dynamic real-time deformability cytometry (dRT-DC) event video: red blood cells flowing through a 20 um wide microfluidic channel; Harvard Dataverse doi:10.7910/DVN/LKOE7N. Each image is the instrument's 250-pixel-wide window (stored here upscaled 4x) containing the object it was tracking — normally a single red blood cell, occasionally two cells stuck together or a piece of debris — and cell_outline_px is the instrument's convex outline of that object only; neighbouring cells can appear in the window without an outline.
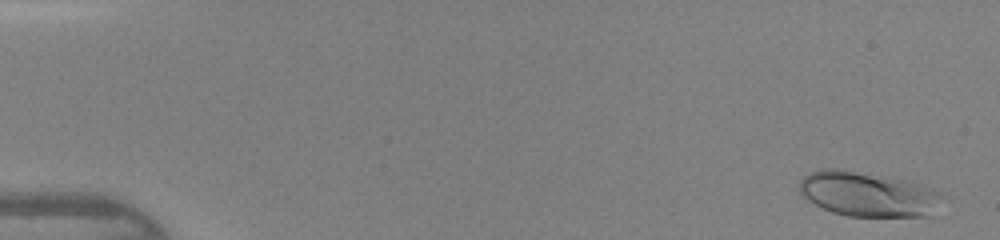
{"species": "human", "species_latin": "Homo sapiens", "temperature_condition": "warm", "stored_images_in_passage": 47, "camera_frame_rate_fps": 3000, "um_per_image_px": 0.085, "donor": {"sex": "female"}, "frame": {"image": 1, "passage_image": 2, "time_ms": 0.333, "image_size_px": [1000, 240], "cell_outline_px": [[940, 196], [928, 216], [848, 216], [832, 212], [808, 200], [800, 192], [796, 184], [808, 172], [820, 168], [836, 168], [908, 180], [932, 188]], "centroid_in_image_um": [73.65, 16.47], "position_along_channel_um": 11.4, "area_um2": 36.82}}
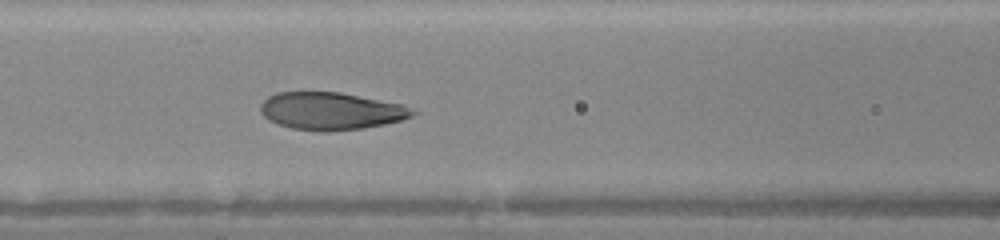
{"frame": {"image": 2, "passage_image": 21, "time_ms": 6.667, "image_size_px": [1000, 240], "cell_outline_px": [[420, 112], [404, 120], [364, 128], [328, 132], [320, 132], [292, 128], [276, 124], [268, 120], [260, 112], [260, 104], [268, 96], [276, 92], [340, 92], [404, 104]], "centroid_in_image_um": [28.16, 9.44], "position_along_channel_um": 138.4, "area_um2": 33.76}}
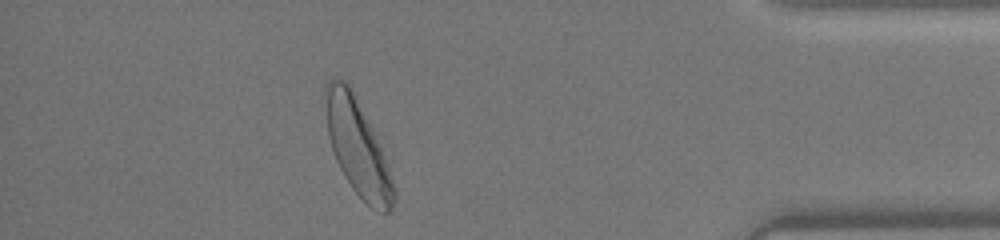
{"frame": {"image": 3, "passage_image": 42, "time_ms": 13.667, "image_size_px": [1000, 240], "cell_outline_px": [[396, 200], [392, 208], [388, 212], [384, 212], [372, 208], [352, 188], [344, 176], [336, 160], [328, 136], [324, 92], [324, 88], [328, 80], [336, 76], [344, 80], [348, 84], [372, 128], [388, 164], [396, 188]], "centroid_in_image_um": [30.4, 12.52], "position_along_channel_um": 404.8, "area_um2": 37.74}, "authors_computed_cell_mechanics": {"area_um2": 33.9864, "velocity_mm_per_s": 4.3316, "shape_relaxation_time_tau1_ms": 2.466, "shape_relaxation_time_tau2_ms": 0.7012, "deformation_change_tau1": 0.1537, "deformation_change_tau2": 0.0675}}